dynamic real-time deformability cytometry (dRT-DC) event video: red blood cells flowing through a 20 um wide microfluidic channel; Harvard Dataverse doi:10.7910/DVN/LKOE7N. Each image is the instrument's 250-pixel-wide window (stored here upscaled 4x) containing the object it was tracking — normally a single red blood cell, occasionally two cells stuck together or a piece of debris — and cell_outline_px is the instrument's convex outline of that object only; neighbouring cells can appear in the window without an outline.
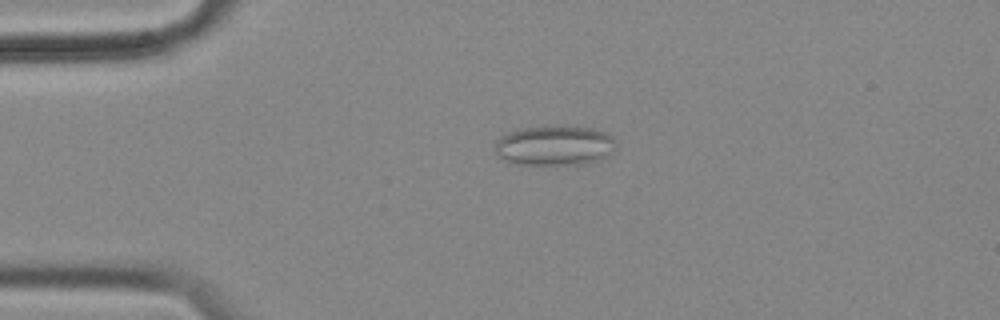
{"species": "common noctule bat (a hibernating species)", "species_latin": "Nyctalus noctula", "temperature_condition": "cold", "stored_images_in_passage": 2, "camera_frame_rate_fps": 3000, "um_per_image_px": 0.085, "animal": {"sex": "female", "body_mass_g": 18.4}, "frame": {"image": 1, "passage_image": 2, "time_ms": 0.333, "image_size_px": [1000, 320], "cell_outline_px": [[616, 148], [612, 152], [596, 160], [576, 164], [520, 164], [496, 156], [496, 140], [500, 136], [508, 132], [524, 128], [544, 124], [564, 124], [592, 128], [608, 132], [616, 140]], "centroid_in_image_um": [47.16, 12.31], "position_along_channel_um": 37.8, "area_um2": 28.61}}